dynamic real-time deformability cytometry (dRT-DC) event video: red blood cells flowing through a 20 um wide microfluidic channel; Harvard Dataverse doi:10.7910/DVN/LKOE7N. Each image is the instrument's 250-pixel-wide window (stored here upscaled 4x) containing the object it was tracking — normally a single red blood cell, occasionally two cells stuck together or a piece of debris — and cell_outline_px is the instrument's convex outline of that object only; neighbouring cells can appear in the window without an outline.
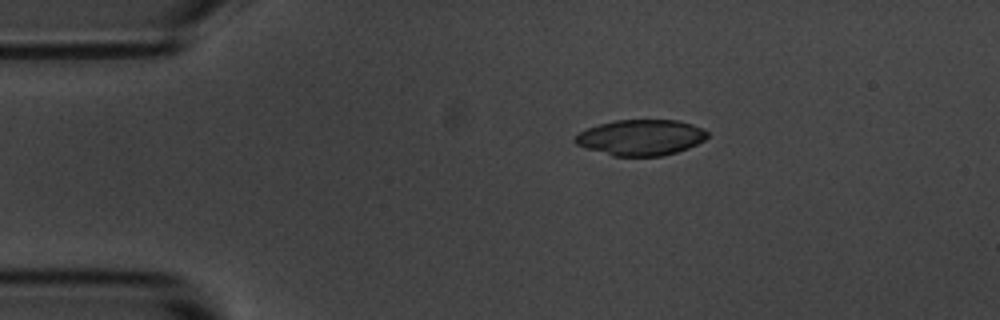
{"species": "common noctule bat (a hibernating species)", "species_latin": "Nyctalus noctula", "temperature_condition": "room temperature", "stored_images_in_passage": 3, "camera_frame_rate_fps": 3000, "um_per_image_px": 0.085, "animal": {"sex": "male", "body_mass_g": 20.1, "forearm_length_mm": 53.5}, "frame": {"image": 1, "passage_image": 1, "time_ms": 0.0, "image_size_px": [1000, 320], "cell_outline_px": [[708, 136], [704, 140], [688, 148], [676, 152], [660, 156], [612, 156], [576, 144], [572, 140], [580, 132], [588, 128], [600, 124], [616, 120], [680, 120], [704, 128], [708, 132]], "centroid_in_image_um": [54.5, 11.68], "position_along_channel_um": 30.5, "area_um2": 27.51}}